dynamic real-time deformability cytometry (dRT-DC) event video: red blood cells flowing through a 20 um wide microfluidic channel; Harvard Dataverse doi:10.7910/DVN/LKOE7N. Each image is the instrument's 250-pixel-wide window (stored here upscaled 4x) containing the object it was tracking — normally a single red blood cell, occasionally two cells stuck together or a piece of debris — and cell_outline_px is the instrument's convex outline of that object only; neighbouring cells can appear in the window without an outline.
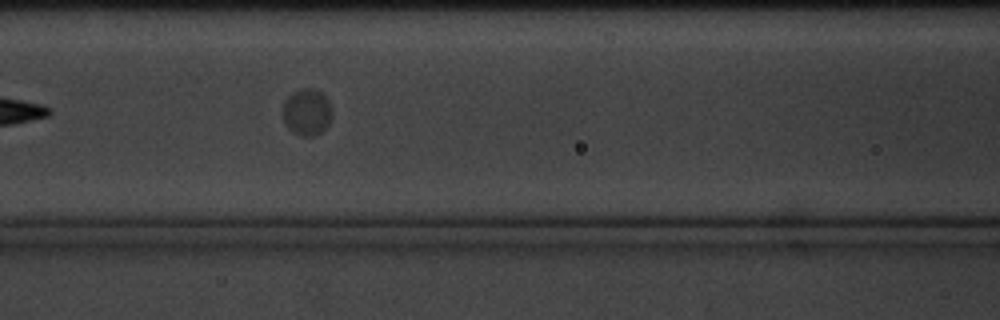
{"species": "common noctule bat (a hibernating species)", "species_latin": "Nyctalus noctula", "temperature_condition": "cold", "stored_images_in_passage": 6, "camera_frame_rate_fps": 3000, "um_per_image_px": 0.085, "animal": {"sex": "male", "body_mass_g": 20.1, "forearm_length_mm": 53.5}, "frame": {"image": 1, "passage_image": 6, "time_ms": 6.333, "image_size_px": [1000, 320], "cell_outline_px": [[332, 116], [328, 124], [320, 132], [312, 136], [300, 136], [292, 132], [288, 128], [284, 120], [284, 100], [292, 92], [300, 88], [316, 88], [328, 100], [332, 108]], "centroid_in_image_um": [26.09, 9.51], "position_along_channel_um": 140.5, "area_um2": 13.41}}